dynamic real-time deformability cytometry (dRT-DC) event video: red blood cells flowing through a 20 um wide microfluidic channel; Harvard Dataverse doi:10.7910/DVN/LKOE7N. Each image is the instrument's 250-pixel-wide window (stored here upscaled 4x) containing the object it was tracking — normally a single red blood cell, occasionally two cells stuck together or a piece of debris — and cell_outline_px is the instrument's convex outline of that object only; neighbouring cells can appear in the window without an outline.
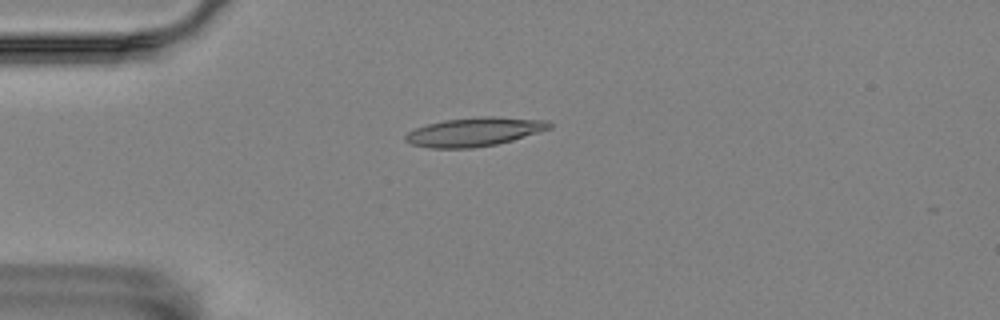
{"species": "Egyptian fruit bat (a non-hibernating species)", "species_latin": "Rousettus aegyptiacus", "temperature_condition": "room temperature", "stored_images_in_passage": 56, "camera_frame_rate_fps": 3000, "um_per_image_px": 0.085, "animal": {"sex": "female"}, "frame": {"image": 1, "passage_image": 14, "time_ms": 4.333, "image_size_px": [1000, 320], "cell_outline_px": [[552, 128], [512, 140], [496, 144], [472, 148], [428, 148], [412, 144], [404, 140], [404, 136], [408, 132], [416, 128], [428, 124], [444, 120], [484, 116], [492, 116], [548, 120], [552, 124]], "centroid_in_image_um": [40.33, 11.2], "position_along_channel_um": 44.7, "area_um2": 24.1}}
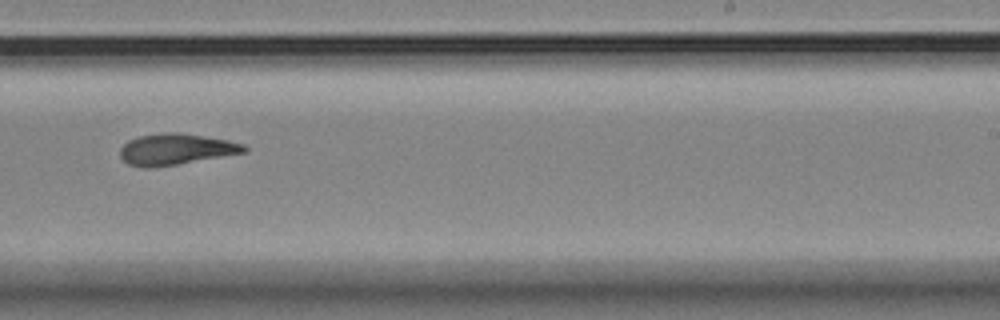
{"frame": {"image": 2, "passage_image": 35, "time_ms": 11.333, "image_size_px": [1000, 320], "cell_outline_px": [[248, 152], [152, 168], [144, 168], [128, 164], [120, 156], [120, 148], [128, 140], [140, 136], [164, 132], [176, 132], [228, 140], [244, 144], [248, 148]], "centroid_in_image_um": [14.95, 12.69], "position_along_channel_um": 274.1, "area_um2": 22.43}}
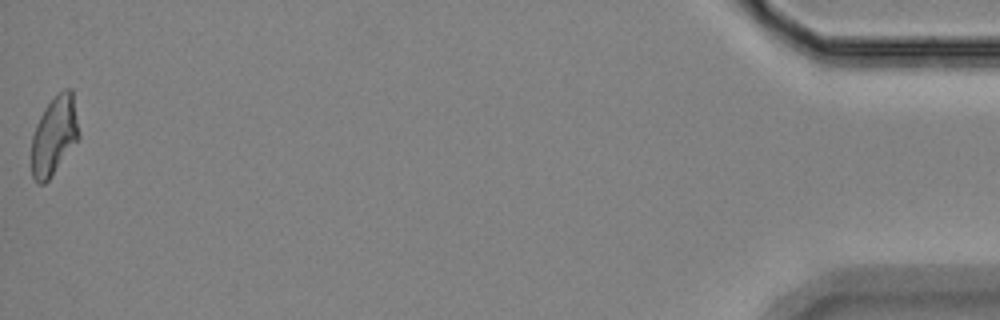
{"frame": {"image": 3, "passage_image": 56, "time_ms": 18.333, "image_size_px": [1000, 320], "cell_outline_px": [[80, 136], [52, 176], [44, 184], [40, 184], [32, 176], [32, 136], [36, 124], [44, 108], [64, 88], [72, 88], [80, 132]], "centroid_in_image_um": [4.62, 11.52], "position_along_channel_um": 430.6, "area_um2": 21.62}, "authors_computed_cell_mechanics": {"area_um2": 22.1085, "velocity_mm_per_s": 3.5394, "shape_relaxation_time_tau1_ms": null, "shape_relaxation_time_tau2_ms": 2.234, "deformation_change_tau1": null, "deformation_change_tau2": 0.1062}}